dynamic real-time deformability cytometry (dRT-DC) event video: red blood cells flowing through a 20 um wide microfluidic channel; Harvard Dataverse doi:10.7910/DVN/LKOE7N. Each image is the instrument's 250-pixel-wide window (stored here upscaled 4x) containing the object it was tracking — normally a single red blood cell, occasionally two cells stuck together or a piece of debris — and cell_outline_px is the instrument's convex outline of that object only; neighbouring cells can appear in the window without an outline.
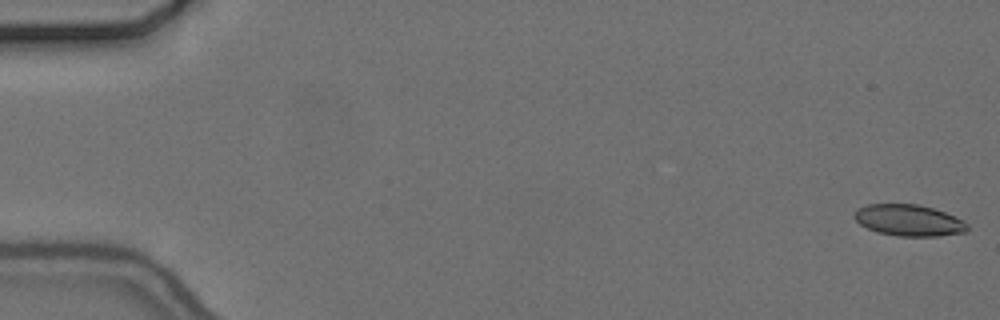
{"species": "common noctule bat (a hibernating species)", "species_latin": "Nyctalus noctula", "temperature_condition": "cold", "stored_images_in_passage": 18, "camera_frame_rate_fps": 3000, "um_per_image_px": 0.085, "animal": {"sex": "female", "body_mass_g": 24.6, "forearm_length_mm": 56.2}, "frame": {"image": 1, "passage_image": 1, "time_ms": 0.0, "image_size_px": [1000, 320], "cell_outline_px": [[968, 228], [964, 232], [936, 236], [896, 236], [876, 232], [860, 224], [852, 216], [856, 208], [868, 204], [916, 204], [932, 208], [944, 212], [964, 220], [968, 224]], "centroid_in_image_um": [77.21, 18.72], "position_along_channel_um": 7.8, "area_um2": 20.69}}
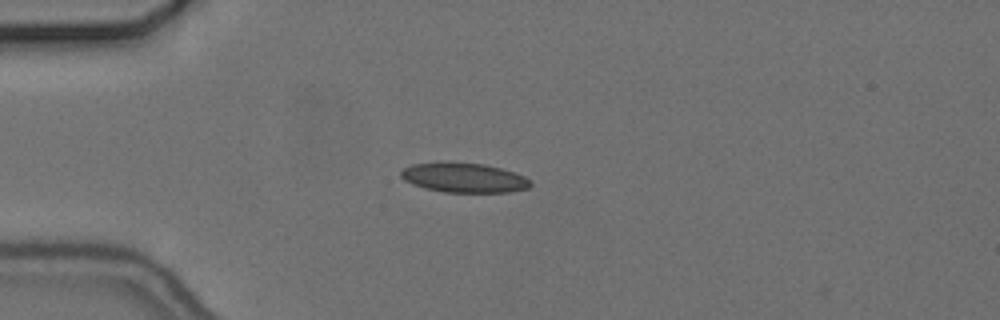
{"frame": {"image": 2, "passage_image": 15, "time_ms": 4.667, "image_size_px": [1000, 320], "cell_outline_px": [[532, 184], [528, 188], [508, 192], [444, 192], [424, 188], [412, 184], [404, 180], [400, 176], [400, 172], [404, 168], [412, 164], [444, 160], [448, 160], [484, 164], [500, 168], [524, 176], [532, 180]], "centroid_in_image_um": [39.39, 15.08], "position_along_channel_um": 45.6, "area_um2": 22.83}}